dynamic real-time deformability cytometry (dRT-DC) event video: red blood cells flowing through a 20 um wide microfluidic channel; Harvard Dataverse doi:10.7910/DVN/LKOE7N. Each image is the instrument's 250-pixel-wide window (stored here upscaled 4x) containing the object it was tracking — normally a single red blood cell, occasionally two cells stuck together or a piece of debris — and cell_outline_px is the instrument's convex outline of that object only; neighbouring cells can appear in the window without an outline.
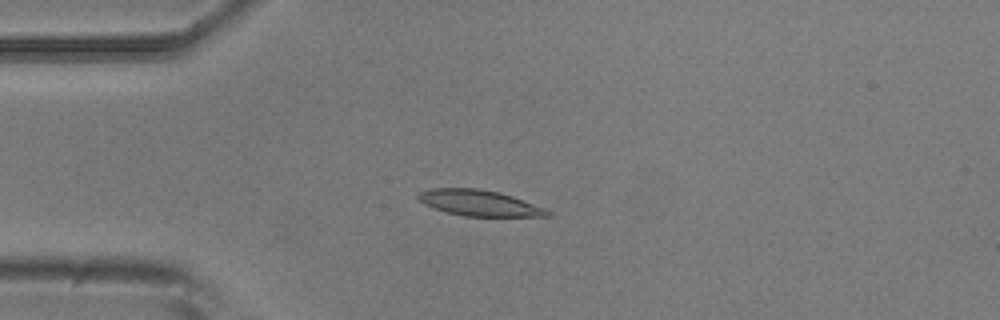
{"species": "common noctule bat (a hibernating species)", "species_latin": "Nyctalus noctula", "temperature_condition": "room temperature", "stored_images_in_passage": 51, "camera_frame_rate_fps": 3000, "um_per_image_px": 0.085, "animal": {"sex": "male", "body_mass_g": 20.5, "forearm_length_mm": 52.5}, "frame": {"image": 1, "passage_image": 13, "time_ms": 4.0, "image_size_px": [1000, 320], "cell_outline_px": [[552, 216], [464, 216], [448, 212], [424, 204], [416, 196], [420, 192], [432, 188], [476, 188], [500, 192], [512, 196], [544, 208], [552, 212]], "centroid_in_image_um": [40.75, 17.25], "position_along_channel_um": 44.2, "area_um2": 19.25}}
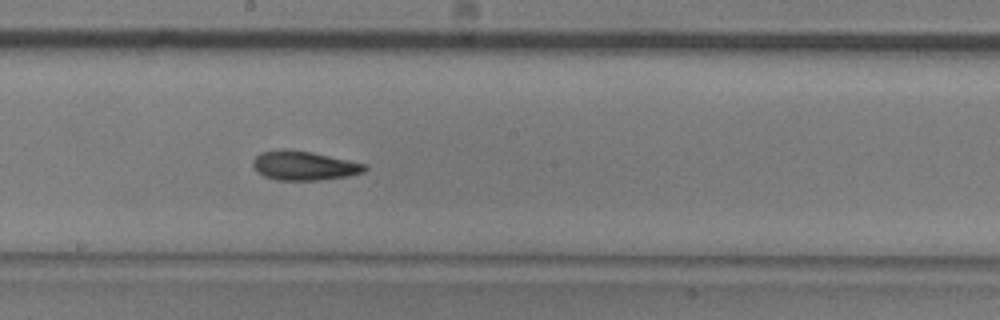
{"frame": {"image": 2, "passage_image": 28, "time_ms": 9.0, "image_size_px": [1000, 320], "cell_outline_px": [[368, 168], [364, 172], [348, 176], [320, 180], [276, 180], [264, 176], [256, 172], [252, 164], [252, 160], [260, 152], [284, 148], [312, 152], [368, 164]], "centroid_in_image_um": [25.83, 14.07], "position_along_channel_um": 222.4, "area_um2": 19.31}}
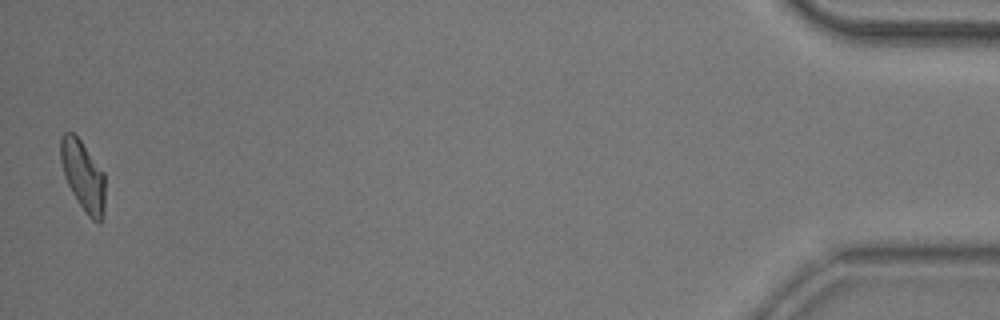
{"frame": {"image": 3, "passage_image": 51, "time_ms": 16.667, "image_size_px": [1000, 320], "cell_outline_px": [[104, 220], [100, 224], [92, 220], [88, 216], [72, 192], [68, 184], [60, 160], [60, 136], [64, 132], [72, 132], [80, 140], [104, 172]], "centroid_in_image_um": [7.07, 14.96], "position_along_channel_um": 428.1, "area_um2": 18.09}, "authors_computed_cell_mechanics": {"area_um2": 18.785, "velocity_mm_per_s": 3.9126, "shape_relaxation_time_tau1_ms": 6.1075, "shape_relaxation_time_tau2_ms": 3.4571, "deformation_change_tau1": 0.176, "deformation_change_tau2": 0.1062}}